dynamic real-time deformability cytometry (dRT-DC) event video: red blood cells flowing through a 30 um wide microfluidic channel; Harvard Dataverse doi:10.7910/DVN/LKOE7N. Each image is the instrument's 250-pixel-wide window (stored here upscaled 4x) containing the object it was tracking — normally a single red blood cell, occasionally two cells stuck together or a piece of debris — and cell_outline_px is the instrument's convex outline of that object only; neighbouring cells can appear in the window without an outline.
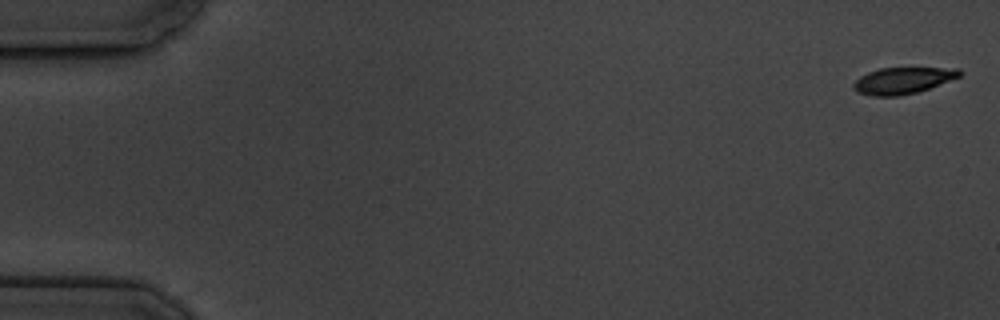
{"species": "common noctule bat (a hibernating species)", "species_latin": "Nyctalus noctula", "temperature_condition": "cold", "stored_images_in_passage": 5, "camera_frame_rate_fps": 3000, "um_per_image_px": 0.085, "animal": {"sex": "male", "body_mass_g": 19.5, "forearm_length_mm": 54.6}, "frame": {"image": 1, "passage_image": 1, "time_ms": 0.0, "image_size_px": [1000, 320], "cell_outline_px": [[960, 76], [928, 88], [916, 92], [900, 96], [872, 96], [856, 92], [852, 88], [852, 84], [860, 76], [868, 72], [880, 68], [960, 68]], "centroid_in_image_um": [76.67, 6.85], "position_along_channel_um": 8.3, "area_um2": 16.24}}
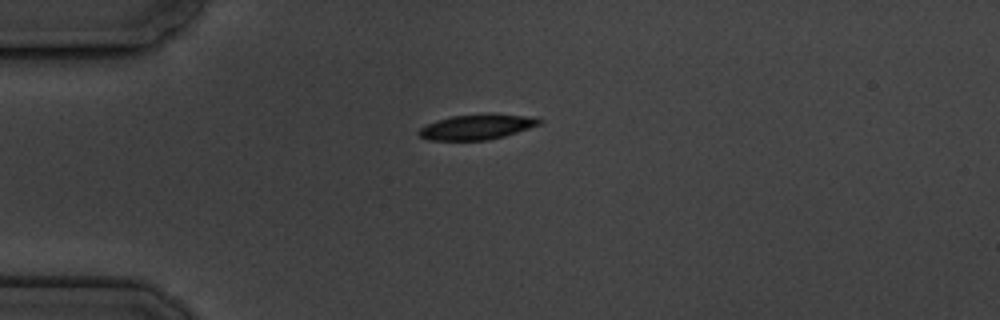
{"frame": {"image": 2, "passage_image": 5, "time_ms": 4.667, "image_size_px": [1000, 320], "cell_outline_px": [[544, 120], [540, 124], [504, 136], [488, 140], [428, 140], [420, 136], [416, 132], [420, 128], [436, 120], [452, 116], [488, 112], [492, 112], [540, 116]], "centroid_in_image_um": [40.62, 10.74], "position_along_channel_um": 44.4, "area_um2": 18.26}}